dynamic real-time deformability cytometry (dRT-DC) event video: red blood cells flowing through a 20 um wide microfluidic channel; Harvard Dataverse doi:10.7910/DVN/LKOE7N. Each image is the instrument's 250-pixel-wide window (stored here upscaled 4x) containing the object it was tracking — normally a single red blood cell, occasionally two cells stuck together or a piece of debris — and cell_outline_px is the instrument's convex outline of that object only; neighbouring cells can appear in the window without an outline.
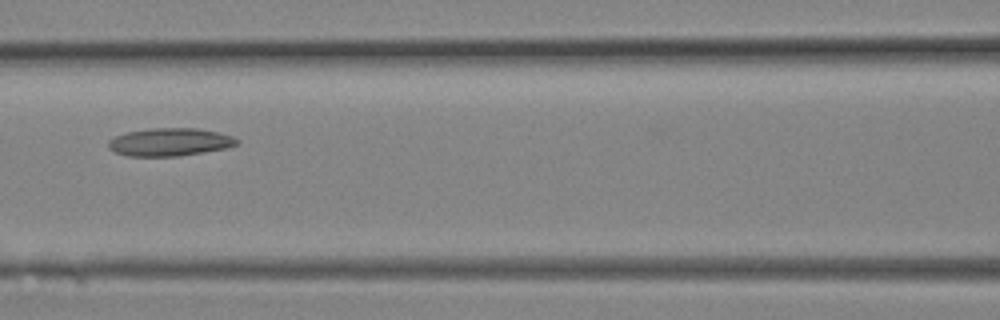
{"species": "Egyptian fruit bat (a non-hibernating species)", "species_latin": "Rousettus aegyptiacus", "temperature_condition": "room temperature", "stored_images_in_passage": 3, "camera_frame_rate_fps": 3000, "um_per_image_px": 0.085, "animal": {"sex": "female"}, "frame": {"image": 1, "passage_image": 3, "time_ms": 0.667, "image_size_px": [1000, 320], "cell_outline_px": [[240, 144], [228, 148], [180, 156], [128, 156], [116, 152], [108, 148], [108, 140], [116, 136], [128, 132], [152, 128], [200, 128], [232, 136], [240, 140]], "centroid_in_image_um": [14.48, 12.08], "position_along_channel_um": 152.1, "area_um2": 20.98}}